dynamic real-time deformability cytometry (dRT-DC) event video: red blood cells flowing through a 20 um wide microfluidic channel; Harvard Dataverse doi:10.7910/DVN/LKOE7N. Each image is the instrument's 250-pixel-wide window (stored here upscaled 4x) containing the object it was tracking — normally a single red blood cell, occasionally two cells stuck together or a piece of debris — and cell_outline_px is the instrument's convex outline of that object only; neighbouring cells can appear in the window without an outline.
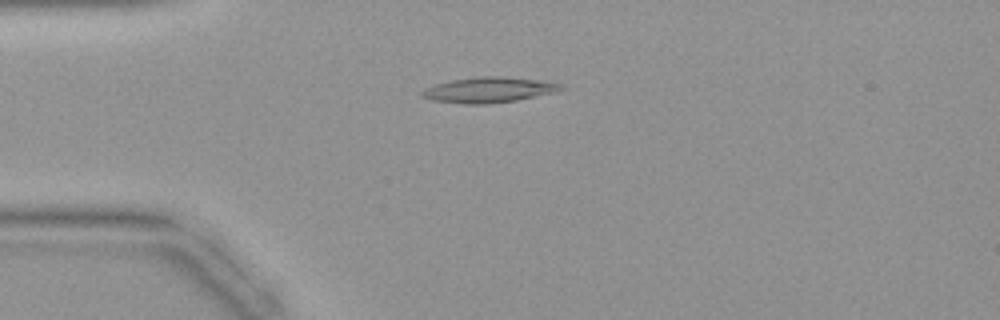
{"species": "common noctule bat (a hibernating species)", "species_latin": "Nyctalus noctula", "temperature_condition": "warm", "stored_images_in_passage": 43, "camera_frame_rate_fps": 3000, "um_per_image_px": 0.085, "animal": {"sex": "female", "body_mass_g": 19.9}, "frame": {"image": 1, "passage_image": 11, "time_ms": 3.333, "image_size_px": [1000, 320], "cell_outline_px": [[568, 88], [556, 92], [516, 100], [488, 104], [464, 104], [432, 100], [420, 96], [420, 92], [424, 88], [436, 84], [452, 80], [480, 76], [504, 76], [544, 80], [564, 84]], "centroid_in_image_um": [41.6, 7.63], "position_along_channel_um": 43.4, "area_um2": 20.92}}
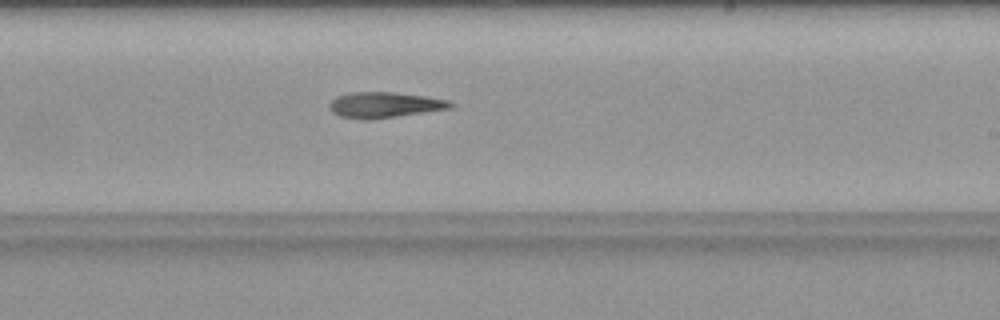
{"frame": {"image": 2, "passage_image": 26, "time_ms": 8.333, "image_size_px": [1000, 320], "cell_outline_px": [[456, 104], [452, 108], [372, 120], [364, 120], [340, 116], [332, 112], [328, 108], [328, 104], [336, 96], [352, 92], [392, 92], [424, 96], [448, 100]], "centroid_in_image_um": [32.67, 8.92], "position_along_channel_um": 256.3, "area_um2": 18.26}}
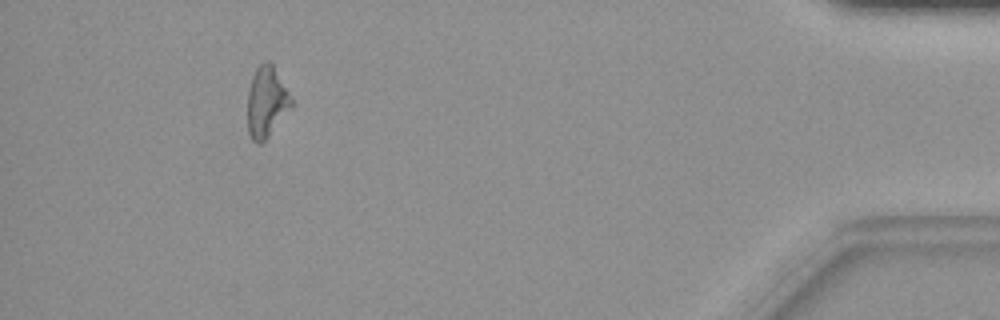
{"frame": {"image": 3, "passage_image": 40, "time_ms": 13.0, "image_size_px": [1000, 320], "cell_outline_px": [[292, 104], [268, 136], [260, 144], [256, 144], [252, 140], [248, 132], [248, 88], [252, 76], [256, 68], [264, 60], [268, 60], [272, 64], [292, 100]], "centroid_in_image_um": [22.6, 8.65], "position_along_channel_um": 412.6, "area_um2": 17.57}}